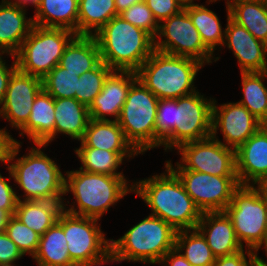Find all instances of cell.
Masks as SVG:
<instances>
[{
	"label": "cell",
	"instance_id": "obj_1",
	"mask_svg": "<svg viewBox=\"0 0 267 266\" xmlns=\"http://www.w3.org/2000/svg\"><path fill=\"white\" fill-rule=\"evenodd\" d=\"M165 172L133 183V193L176 231L196 229L202 212L185 191L178 176L165 165Z\"/></svg>",
	"mask_w": 267,
	"mask_h": 266
},
{
	"label": "cell",
	"instance_id": "obj_2",
	"mask_svg": "<svg viewBox=\"0 0 267 266\" xmlns=\"http://www.w3.org/2000/svg\"><path fill=\"white\" fill-rule=\"evenodd\" d=\"M21 142L15 145L10 164L6 167L9 178L13 179L25 196L18 200L64 201L65 176L53 159L48 157L42 148L44 144H36L29 152L17 157ZM15 159V160H14ZM11 177V178H10Z\"/></svg>",
	"mask_w": 267,
	"mask_h": 266
},
{
	"label": "cell",
	"instance_id": "obj_3",
	"mask_svg": "<svg viewBox=\"0 0 267 266\" xmlns=\"http://www.w3.org/2000/svg\"><path fill=\"white\" fill-rule=\"evenodd\" d=\"M65 175V196L72 193L75 202L70 208L66 207L69 201L67 204L63 202V209L71 214L100 220L111 205H116L133 192V184L130 185L125 176H109L80 169L67 171Z\"/></svg>",
	"mask_w": 267,
	"mask_h": 266
},
{
	"label": "cell",
	"instance_id": "obj_4",
	"mask_svg": "<svg viewBox=\"0 0 267 266\" xmlns=\"http://www.w3.org/2000/svg\"><path fill=\"white\" fill-rule=\"evenodd\" d=\"M101 60L113 71L136 72L155 50L154 38L121 16H114L97 33Z\"/></svg>",
	"mask_w": 267,
	"mask_h": 266
},
{
	"label": "cell",
	"instance_id": "obj_5",
	"mask_svg": "<svg viewBox=\"0 0 267 266\" xmlns=\"http://www.w3.org/2000/svg\"><path fill=\"white\" fill-rule=\"evenodd\" d=\"M203 66L192 58L154 50L136 76L158 99H178L197 91L194 81Z\"/></svg>",
	"mask_w": 267,
	"mask_h": 266
},
{
	"label": "cell",
	"instance_id": "obj_6",
	"mask_svg": "<svg viewBox=\"0 0 267 266\" xmlns=\"http://www.w3.org/2000/svg\"><path fill=\"white\" fill-rule=\"evenodd\" d=\"M177 231L167 222L149 214L117 240L111 239V262L132 261L159 264L175 248Z\"/></svg>",
	"mask_w": 267,
	"mask_h": 266
},
{
	"label": "cell",
	"instance_id": "obj_7",
	"mask_svg": "<svg viewBox=\"0 0 267 266\" xmlns=\"http://www.w3.org/2000/svg\"><path fill=\"white\" fill-rule=\"evenodd\" d=\"M242 247L258 253L267 237V196L260 185H239L225 210Z\"/></svg>",
	"mask_w": 267,
	"mask_h": 266
},
{
	"label": "cell",
	"instance_id": "obj_8",
	"mask_svg": "<svg viewBox=\"0 0 267 266\" xmlns=\"http://www.w3.org/2000/svg\"><path fill=\"white\" fill-rule=\"evenodd\" d=\"M76 33L63 28L33 25L29 35L15 56L17 68L24 73L43 79L56 65L66 46Z\"/></svg>",
	"mask_w": 267,
	"mask_h": 266
},
{
	"label": "cell",
	"instance_id": "obj_9",
	"mask_svg": "<svg viewBox=\"0 0 267 266\" xmlns=\"http://www.w3.org/2000/svg\"><path fill=\"white\" fill-rule=\"evenodd\" d=\"M159 99L138 79L131 85L117 120L126 139L140 153L155 148Z\"/></svg>",
	"mask_w": 267,
	"mask_h": 266
},
{
	"label": "cell",
	"instance_id": "obj_10",
	"mask_svg": "<svg viewBox=\"0 0 267 266\" xmlns=\"http://www.w3.org/2000/svg\"><path fill=\"white\" fill-rule=\"evenodd\" d=\"M98 220L63 210V231L70 259L76 266L111 263V239L105 238Z\"/></svg>",
	"mask_w": 267,
	"mask_h": 266
},
{
	"label": "cell",
	"instance_id": "obj_11",
	"mask_svg": "<svg viewBox=\"0 0 267 266\" xmlns=\"http://www.w3.org/2000/svg\"><path fill=\"white\" fill-rule=\"evenodd\" d=\"M213 100L198 90L175 99V129L162 141L165 152L211 137Z\"/></svg>",
	"mask_w": 267,
	"mask_h": 266
},
{
	"label": "cell",
	"instance_id": "obj_12",
	"mask_svg": "<svg viewBox=\"0 0 267 266\" xmlns=\"http://www.w3.org/2000/svg\"><path fill=\"white\" fill-rule=\"evenodd\" d=\"M154 47L157 51L192 58L204 65L212 63V60H219V57H214L215 54L204 45L185 9L159 24Z\"/></svg>",
	"mask_w": 267,
	"mask_h": 266
},
{
	"label": "cell",
	"instance_id": "obj_13",
	"mask_svg": "<svg viewBox=\"0 0 267 266\" xmlns=\"http://www.w3.org/2000/svg\"><path fill=\"white\" fill-rule=\"evenodd\" d=\"M177 150L181 155V162H176L175 168L171 160L165 161V165L171 170H191L214 176H237L236 150L222 144L218 136L181 144Z\"/></svg>",
	"mask_w": 267,
	"mask_h": 266
},
{
	"label": "cell",
	"instance_id": "obj_14",
	"mask_svg": "<svg viewBox=\"0 0 267 266\" xmlns=\"http://www.w3.org/2000/svg\"><path fill=\"white\" fill-rule=\"evenodd\" d=\"M202 213L222 212L240 185L237 176H214L191 170H172Z\"/></svg>",
	"mask_w": 267,
	"mask_h": 266
},
{
	"label": "cell",
	"instance_id": "obj_15",
	"mask_svg": "<svg viewBox=\"0 0 267 266\" xmlns=\"http://www.w3.org/2000/svg\"><path fill=\"white\" fill-rule=\"evenodd\" d=\"M262 127V122L238 102L223 103L218 106L213 100L211 137L217 131L223 134L226 147L237 150Z\"/></svg>",
	"mask_w": 267,
	"mask_h": 266
},
{
	"label": "cell",
	"instance_id": "obj_16",
	"mask_svg": "<svg viewBox=\"0 0 267 266\" xmlns=\"http://www.w3.org/2000/svg\"><path fill=\"white\" fill-rule=\"evenodd\" d=\"M41 90L42 79L17 68L9 79L0 117L6 119L11 128L20 130L27 123L34 99Z\"/></svg>",
	"mask_w": 267,
	"mask_h": 266
},
{
	"label": "cell",
	"instance_id": "obj_17",
	"mask_svg": "<svg viewBox=\"0 0 267 266\" xmlns=\"http://www.w3.org/2000/svg\"><path fill=\"white\" fill-rule=\"evenodd\" d=\"M227 25L222 46L233 51L241 73L264 72L267 69V45L256 39L247 29L230 18L226 6Z\"/></svg>",
	"mask_w": 267,
	"mask_h": 266
},
{
	"label": "cell",
	"instance_id": "obj_18",
	"mask_svg": "<svg viewBox=\"0 0 267 266\" xmlns=\"http://www.w3.org/2000/svg\"><path fill=\"white\" fill-rule=\"evenodd\" d=\"M137 80L136 72L112 71L105 79L101 92L89 107L90 119L112 120L107 116L119 119L122 107L131 85Z\"/></svg>",
	"mask_w": 267,
	"mask_h": 266
},
{
	"label": "cell",
	"instance_id": "obj_19",
	"mask_svg": "<svg viewBox=\"0 0 267 266\" xmlns=\"http://www.w3.org/2000/svg\"><path fill=\"white\" fill-rule=\"evenodd\" d=\"M240 185H261L267 180V131L261 127L236 150Z\"/></svg>",
	"mask_w": 267,
	"mask_h": 266
},
{
	"label": "cell",
	"instance_id": "obj_20",
	"mask_svg": "<svg viewBox=\"0 0 267 266\" xmlns=\"http://www.w3.org/2000/svg\"><path fill=\"white\" fill-rule=\"evenodd\" d=\"M196 229L206 239L215 257L229 256L244 249L225 211L202 213Z\"/></svg>",
	"mask_w": 267,
	"mask_h": 266
},
{
	"label": "cell",
	"instance_id": "obj_21",
	"mask_svg": "<svg viewBox=\"0 0 267 266\" xmlns=\"http://www.w3.org/2000/svg\"><path fill=\"white\" fill-rule=\"evenodd\" d=\"M25 8L5 0L0 2V55L15 56L33 27Z\"/></svg>",
	"mask_w": 267,
	"mask_h": 266
},
{
	"label": "cell",
	"instance_id": "obj_22",
	"mask_svg": "<svg viewBox=\"0 0 267 266\" xmlns=\"http://www.w3.org/2000/svg\"><path fill=\"white\" fill-rule=\"evenodd\" d=\"M55 98L43 89L35 97L27 123L20 129L33 144L48 146L54 140ZM24 134V135H23Z\"/></svg>",
	"mask_w": 267,
	"mask_h": 266
},
{
	"label": "cell",
	"instance_id": "obj_23",
	"mask_svg": "<svg viewBox=\"0 0 267 266\" xmlns=\"http://www.w3.org/2000/svg\"><path fill=\"white\" fill-rule=\"evenodd\" d=\"M33 24L47 28H63L78 35L77 0H40L34 9Z\"/></svg>",
	"mask_w": 267,
	"mask_h": 266
},
{
	"label": "cell",
	"instance_id": "obj_24",
	"mask_svg": "<svg viewBox=\"0 0 267 266\" xmlns=\"http://www.w3.org/2000/svg\"><path fill=\"white\" fill-rule=\"evenodd\" d=\"M54 108V139L60 133L81 141L90 120L89 108L75 98H55Z\"/></svg>",
	"mask_w": 267,
	"mask_h": 266
},
{
	"label": "cell",
	"instance_id": "obj_25",
	"mask_svg": "<svg viewBox=\"0 0 267 266\" xmlns=\"http://www.w3.org/2000/svg\"><path fill=\"white\" fill-rule=\"evenodd\" d=\"M87 147L113 152H138L126 139L118 121L90 119L81 140Z\"/></svg>",
	"mask_w": 267,
	"mask_h": 266
},
{
	"label": "cell",
	"instance_id": "obj_26",
	"mask_svg": "<svg viewBox=\"0 0 267 266\" xmlns=\"http://www.w3.org/2000/svg\"><path fill=\"white\" fill-rule=\"evenodd\" d=\"M101 55L94 36L76 35L66 46L59 65L77 76L96 68Z\"/></svg>",
	"mask_w": 267,
	"mask_h": 266
},
{
	"label": "cell",
	"instance_id": "obj_27",
	"mask_svg": "<svg viewBox=\"0 0 267 266\" xmlns=\"http://www.w3.org/2000/svg\"><path fill=\"white\" fill-rule=\"evenodd\" d=\"M32 258L38 266H76L70 259L63 231V211L58 221L40 236L37 251Z\"/></svg>",
	"mask_w": 267,
	"mask_h": 266
},
{
	"label": "cell",
	"instance_id": "obj_28",
	"mask_svg": "<svg viewBox=\"0 0 267 266\" xmlns=\"http://www.w3.org/2000/svg\"><path fill=\"white\" fill-rule=\"evenodd\" d=\"M64 201L18 200L14 216L42 236L59 218Z\"/></svg>",
	"mask_w": 267,
	"mask_h": 266
},
{
	"label": "cell",
	"instance_id": "obj_29",
	"mask_svg": "<svg viewBox=\"0 0 267 266\" xmlns=\"http://www.w3.org/2000/svg\"><path fill=\"white\" fill-rule=\"evenodd\" d=\"M80 147L74 151L80 159V170L90 173H99L109 176H124L123 172H117L124 159L140 155L139 152H113L103 149L87 147L80 141Z\"/></svg>",
	"mask_w": 267,
	"mask_h": 266
},
{
	"label": "cell",
	"instance_id": "obj_30",
	"mask_svg": "<svg viewBox=\"0 0 267 266\" xmlns=\"http://www.w3.org/2000/svg\"><path fill=\"white\" fill-rule=\"evenodd\" d=\"M230 18L267 45V1L249 0L229 6Z\"/></svg>",
	"mask_w": 267,
	"mask_h": 266
},
{
	"label": "cell",
	"instance_id": "obj_31",
	"mask_svg": "<svg viewBox=\"0 0 267 266\" xmlns=\"http://www.w3.org/2000/svg\"><path fill=\"white\" fill-rule=\"evenodd\" d=\"M117 15L115 0H79L78 35L93 36Z\"/></svg>",
	"mask_w": 267,
	"mask_h": 266
},
{
	"label": "cell",
	"instance_id": "obj_32",
	"mask_svg": "<svg viewBox=\"0 0 267 266\" xmlns=\"http://www.w3.org/2000/svg\"><path fill=\"white\" fill-rule=\"evenodd\" d=\"M190 16L193 25L200 34L204 45L214 54L217 47L222 48L225 29H222L220 20L215 12L207 6L195 4L184 8Z\"/></svg>",
	"mask_w": 267,
	"mask_h": 266
},
{
	"label": "cell",
	"instance_id": "obj_33",
	"mask_svg": "<svg viewBox=\"0 0 267 266\" xmlns=\"http://www.w3.org/2000/svg\"><path fill=\"white\" fill-rule=\"evenodd\" d=\"M243 99L238 101L262 123L267 119V79L265 72L240 73Z\"/></svg>",
	"mask_w": 267,
	"mask_h": 266
},
{
	"label": "cell",
	"instance_id": "obj_34",
	"mask_svg": "<svg viewBox=\"0 0 267 266\" xmlns=\"http://www.w3.org/2000/svg\"><path fill=\"white\" fill-rule=\"evenodd\" d=\"M175 248L192 266H213L215 262L216 257L197 229L177 231Z\"/></svg>",
	"mask_w": 267,
	"mask_h": 266
},
{
	"label": "cell",
	"instance_id": "obj_35",
	"mask_svg": "<svg viewBox=\"0 0 267 266\" xmlns=\"http://www.w3.org/2000/svg\"><path fill=\"white\" fill-rule=\"evenodd\" d=\"M79 79L58 64L42 79V89L53 98H75Z\"/></svg>",
	"mask_w": 267,
	"mask_h": 266
},
{
	"label": "cell",
	"instance_id": "obj_36",
	"mask_svg": "<svg viewBox=\"0 0 267 266\" xmlns=\"http://www.w3.org/2000/svg\"><path fill=\"white\" fill-rule=\"evenodd\" d=\"M113 70L103 61L93 70L83 73L78 80L75 99L88 108L101 92L105 79Z\"/></svg>",
	"mask_w": 267,
	"mask_h": 266
},
{
	"label": "cell",
	"instance_id": "obj_37",
	"mask_svg": "<svg viewBox=\"0 0 267 266\" xmlns=\"http://www.w3.org/2000/svg\"><path fill=\"white\" fill-rule=\"evenodd\" d=\"M5 232L23 255L29 254L31 257L35 255L40 235L23 224L14 215L10 216Z\"/></svg>",
	"mask_w": 267,
	"mask_h": 266
},
{
	"label": "cell",
	"instance_id": "obj_38",
	"mask_svg": "<svg viewBox=\"0 0 267 266\" xmlns=\"http://www.w3.org/2000/svg\"><path fill=\"white\" fill-rule=\"evenodd\" d=\"M119 16L135 27L143 29L153 38L157 36L159 24L144 0L133 4L131 7L120 13Z\"/></svg>",
	"mask_w": 267,
	"mask_h": 266
},
{
	"label": "cell",
	"instance_id": "obj_39",
	"mask_svg": "<svg viewBox=\"0 0 267 266\" xmlns=\"http://www.w3.org/2000/svg\"><path fill=\"white\" fill-rule=\"evenodd\" d=\"M175 129V99H159L155 122V147Z\"/></svg>",
	"mask_w": 267,
	"mask_h": 266
},
{
	"label": "cell",
	"instance_id": "obj_40",
	"mask_svg": "<svg viewBox=\"0 0 267 266\" xmlns=\"http://www.w3.org/2000/svg\"><path fill=\"white\" fill-rule=\"evenodd\" d=\"M258 254L247 248L245 251L242 249L229 256L216 257L213 266H259Z\"/></svg>",
	"mask_w": 267,
	"mask_h": 266
},
{
	"label": "cell",
	"instance_id": "obj_41",
	"mask_svg": "<svg viewBox=\"0 0 267 266\" xmlns=\"http://www.w3.org/2000/svg\"><path fill=\"white\" fill-rule=\"evenodd\" d=\"M152 14L160 24L162 21L179 13L183 6L177 0H144Z\"/></svg>",
	"mask_w": 267,
	"mask_h": 266
},
{
	"label": "cell",
	"instance_id": "obj_42",
	"mask_svg": "<svg viewBox=\"0 0 267 266\" xmlns=\"http://www.w3.org/2000/svg\"><path fill=\"white\" fill-rule=\"evenodd\" d=\"M15 188L10 185V181L0 173V209L5 210L10 216L14 215L19 195Z\"/></svg>",
	"mask_w": 267,
	"mask_h": 266
},
{
	"label": "cell",
	"instance_id": "obj_43",
	"mask_svg": "<svg viewBox=\"0 0 267 266\" xmlns=\"http://www.w3.org/2000/svg\"><path fill=\"white\" fill-rule=\"evenodd\" d=\"M24 255L6 232L0 233V265H15Z\"/></svg>",
	"mask_w": 267,
	"mask_h": 266
},
{
	"label": "cell",
	"instance_id": "obj_44",
	"mask_svg": "<svg viewBox=\"0 0 267 266\" xmlns=\"http://www.w3.org/2000/svg\"><path fill=\"white\" fill-rule=\"evenodd\" d=\"M6 128L0 129V162L10 164L15 145L19 142L12 137Z\"/></svg>",
	"mask_w": 267,
	"mask_h": 266
},
{
	"label": "cell",
	"instance_id": "obj_45",
	"mask_svg": "<svg viewBox=\"0 0 267 266\" xmlns=\"http://www.w3.org/2000/svg\"><path fill=\"white\" fill-rule=\"evenodd\" d=\"M3 58V55H0V106L3 104L5 99L9 79L13 72L17 69L16 59L13 61L11 67H9L10 65H8Z\"/></svg>",
	"mask_w": 267,
	"mask_h": 266
},
{
	"label": "cell",
	"instance_id": "obj_46",
	"mask_svg": "<svg viewBox=\"0 0 267 266\" xmlns=\"http://www.w3.org/2000/svg\"><path fill=\"white\" fill-rule=\"evenodd\" d=\"M161 263L162 266H192L176 248L167 252L159 262Z\"/></svg>",
	"mask_w": 267,
	"mask_h": 266
},
{
	"label": "cell",
	"instance_id": "obj_47",
	"mask_svg": "<svg viewBox=\"0 0 267 266\" xmlns=\"http://www.w3.org/2000/svg\"><path fill=\"white\" fill-rule=\"evenodd\" d=\"M141 1L143 0H115L117 14L119 15L120 13L131 7L133 4Z\"/></svg>",
	"mask_w": 267,
	"mask_h": 266
},
{
	"label": "cell",
	"instance_id": "obj_48",
	"mask_svg": "<svg viewBox=\"0 0 267 266\" xmlns=\"http://www.w3.org/2000/svg\"><path fill=\"white\" fill-rule=\"evenodd\" d=\"M5 1L26 9L28 5L34 6L36 8L40 0H5Z\"/></svg>",
	"mask_w": 267,
	"mask_h": 266
},
{
	"label": "cell",
	"instance_id": "obj_49",
	"mask_svg": "<svg viewBox=\"0 0 267 266\" xmlns=\"http://www.w3.org/2000/svg\"><path fill=\"white\" fill-rule=\"evenodd\" d=\"M9 218H10V215L5 210L0 209V233H3L6 231V226H7Z\"/></svg>",
	"mask_w": 267,
	"mask_h": 266
},
{
	"label": "cell",
	"instance_id": "obj_50",
	"mask_svg": "<svg viewBox=\"0 0 267 266\" xmlns=\"http://www.w3.org/2000/svg\"><path fill=\"white\" fill-rule=\"evenodd\" d=\"M216 1H220V0H207L206 2L208 3V5L212 2H216ZM240 1H249V0H226V6L229 7L231 4L233 3H237V2H240Z\"/></svg>",
	"mask_w": 267,
	"mask_h": 266
},
{
	"label": "cell",
	"instance_id": "obj_51",
	"mask_svg": "<svg viewBox=\"0 0 267 266\" xmlns=\"http://www.w3.org/2000/svg\"><path fill=\"white\" fill-rule=\"evenodd\" d=\"M177 1L183 6V8H185L187 6L195 5V3H194L195 0H177Z\"/></svg>",
	"mask_w": 267,
	"mask_h": 266
},
{
	"label": "cell",
	"instance_id": "obj_52",
	"mask_svg": "<svg viewBox=\"0 0 267 266\" xmlns=\"http://www.w3.org/2000/svg\"><path fill=\"white\" fill-rule=\"evenodd\" d=\"M267 196V180H265L261 185H260Z\"/></svg>",
	"mask_w": 267,
	"mask_h": 266
},
{
	"label": "cell",
	"instance_id": "obj_53",
	"mask_svg": "<svg viewBox=\"0 0 267 266\" xmlns=\"http://www.w3.org/2000/svg\"><path fill=\"white\" fill-rule=\"evenodd\" d=\"M259 259V266H267V262L263 260V258L258 257Z\"/></svg>",
	"mask_w": 267,
	"mask_h": 266
},
{
	"label": "cell",
	"instance_id": "obj_54",
	"mask_svg": "<svg viewBox=\"0 0 267 266\" xmlns=\"http://www.w3.org/2000/svg\"><path fill=\"white\" fill-rule=\"evenodd\" d=\"M262 247H263L264 251H266V256H267V237L265 240V244Z\"/></svg>",
	"mask_w": 267,
	"mask_h": 266
},
{
	"label": "cell",
	"instance_id": "obj_55",
	"mask_svg": "<svg viewBox=\"0 0 267 266\" xmlns=\"http://www.w3.org/2000/svg\"><path fill=\"white\" fill-rule=\"evenodd\" d=\"M262 127L267 131V119L262 123Z\"/></svg>",
	"mask_w": 267,
	"mask_h": 266
},
{
	"label": "cell",
	"instance_id": "obj_56",
	"mask_svg": "<svg viewBox=\"0 0 267 266\" xmlns=\"http://www.w3.org/2000/svg\"><path fill=\"white\" fill-rule=\"evenodd\" d=\"M0 266H16V265H0Z\"/></svg>",
	"mask_w": 267,
	"mask_h": 266
}]
</instances>
